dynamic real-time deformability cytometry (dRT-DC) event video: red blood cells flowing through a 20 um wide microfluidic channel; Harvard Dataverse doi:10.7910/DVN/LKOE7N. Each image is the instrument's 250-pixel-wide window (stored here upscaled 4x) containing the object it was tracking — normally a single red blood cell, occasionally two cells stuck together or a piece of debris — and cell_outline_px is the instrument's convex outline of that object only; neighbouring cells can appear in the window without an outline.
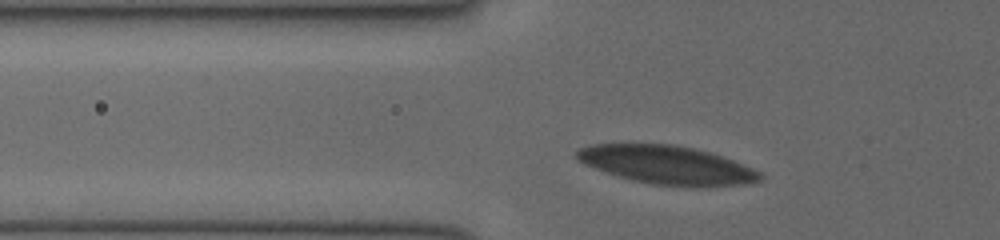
{"species": "human", "species_latin": "Homo sapiens", "temperature_condition": "cold", "stored_images_in_passage": 30, "camera_frame_rate_fps": 3000, "um_per_image_px": 0.085, "donor": {"sex": "female"}, "frame": {"image": 1, "passage_image": 5, "time_ms": 1.333, "image_size_px": [1000, 240], "cell_outline_px": [[764, 180], [744, 184], [704, 188], [696, 188], [652, 184], [632, 180], [584, 164], [576, 160], [576, 148], [592, 144], [672, 144], [712, 152], [764, 172]], "centroid_in_image_um": [56.78, 14.04], "position_along_channel_um": 69.0, "area_um2": 41.62}}
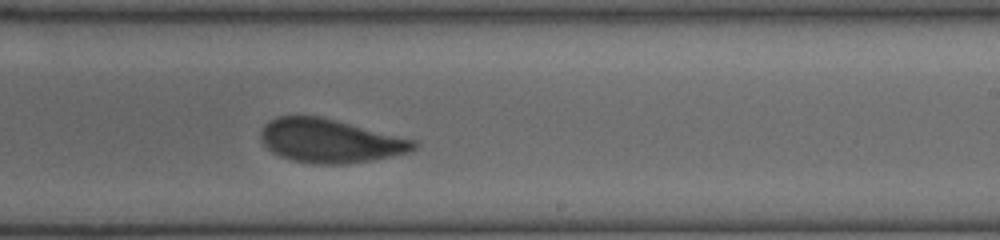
{"frame": {"image": 2, "passage_image": 19, "time_ms": 6.0, "image_size_px": [1000, 240], "cell_outline_px": [[420, 144], [412, 152], [372, 160], [348, 164], [312, 164], [292, 160], [280, 156], [272, 152], [260, 140], [260, 132], [264, 124], [268, 120], [276, 116], [320, 116], [416, 140]], "centroid_in_image_um": [28.06, 11.97], "position_along_channel_um": 260.9, "area_um2": 39.25}}
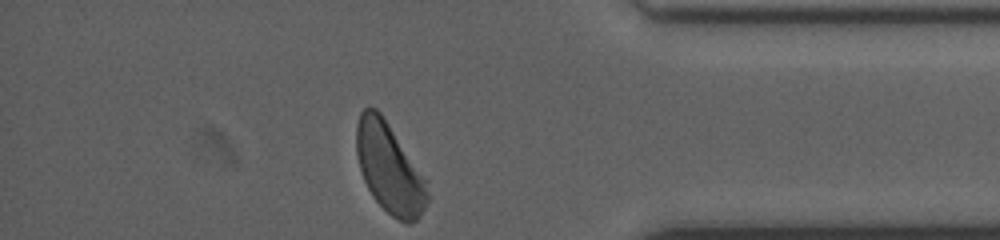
{"frame": {"image": 3, "passage_image": 30, "time_ms": 9.667, "image_size_px": [1000, 240], "cell_outline_px": [[428, 200], [420, 216], [416, 220], [408, 224], [396, 220], [372, 196], [364, 180], [356, 156], [356, 124], [360, 112], [368, 104], [376, 108], [380, 112], [428, 180]], "centroid_in_image_um": [33.1, 14.28], "position_along_channel_um": 402.1, "area_um2": 37.45}}